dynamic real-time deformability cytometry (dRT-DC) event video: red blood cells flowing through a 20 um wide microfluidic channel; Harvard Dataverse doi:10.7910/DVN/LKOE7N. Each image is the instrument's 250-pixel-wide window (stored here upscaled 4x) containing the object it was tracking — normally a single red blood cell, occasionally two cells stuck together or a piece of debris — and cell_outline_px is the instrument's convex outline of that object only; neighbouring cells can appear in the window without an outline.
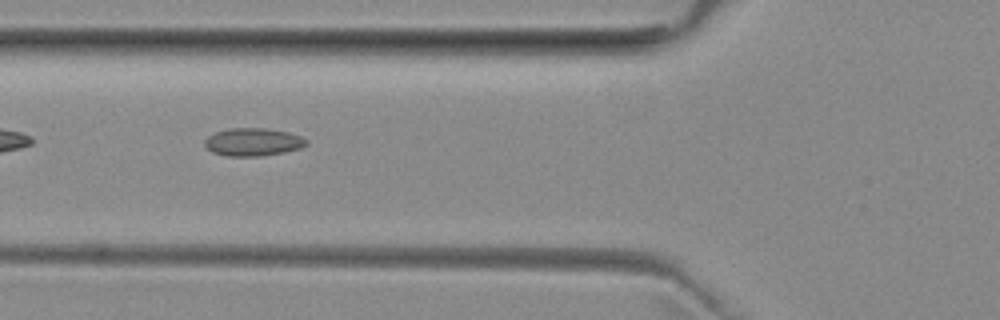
{"species": "common noctule bat (a hibernating species)", "species_latin": "Nyctalus noctula", "temperature_condition": "room temperature", "stored_images_in_passage": 37, "camera_frame_rate_fps": 3000, "um_per_image_px": 0.085, "animal": {"sex": "female", "body_mass_g": 29.2, "forearm_length_mm": 56.3}, "frame": {"image": 1, "passage_image": 3, "time_ms": 0.667, "image_size_px": [1000, 320], "cell_outline_px": [[308, 144], [300, 148], [284, 152], [264, 156], [224, 156], [212, 152], [204, 144], [204, 140], [208, 136], [216, 132], [228, 128], [264, 128], [288, 132], [300, 136], [308, 140]], "centroid_in_image_um": [21.5, 12.07], "position_along_channel_um": 104.3, "area_um2": 16.59}}
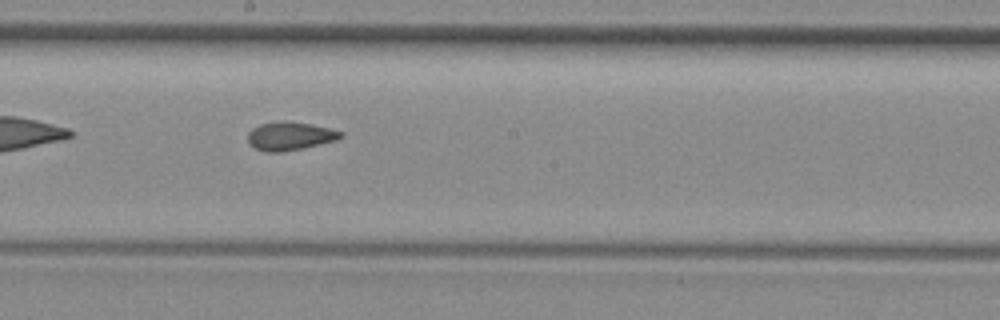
{"frame": {"image": 2, "passage_image": 12, "time_ms": 3.667, "image_size_px": [1000, 320], "cell_outline_px": [[344, 136], [336, 140], [300, 148], [280, 152], [264, 152], [256, 148], [248, 140], [248, 132], [252, 128], [260, 124], [284, 120], [288, 120], [312, 124], [332, 128], [344, 132]], "centroid_in_image_um": [24.67, 11.54], "position_along_channel_um": 223.5, "area_um2": 15.37}}
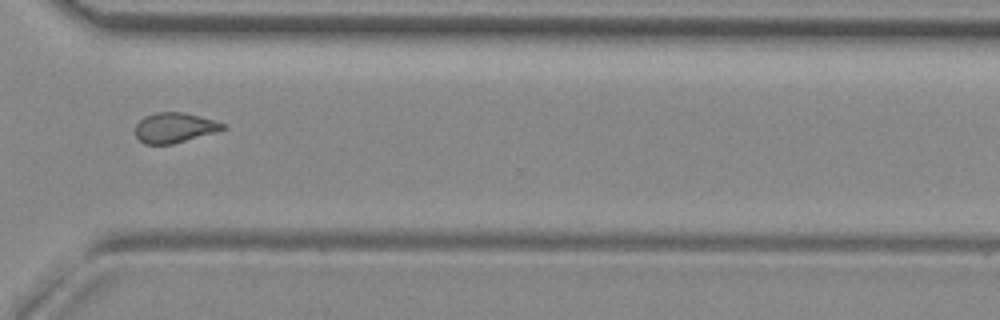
{"frame": {"image": 3, "passage_image": 22, "time_ms": 7.0, "image_size_px": [1000, 320], "cell_outline_px": [[228, 128], [216, 132], [172, 144], [144, 144], [136, 136], [136, 124], [144, 116], [156, 112], [184, 112], [228, 124]], "centroid_in_image_um": [14.86, 10.85], "position_along_channel_um": 355.7, "area_um2": 15.37}}